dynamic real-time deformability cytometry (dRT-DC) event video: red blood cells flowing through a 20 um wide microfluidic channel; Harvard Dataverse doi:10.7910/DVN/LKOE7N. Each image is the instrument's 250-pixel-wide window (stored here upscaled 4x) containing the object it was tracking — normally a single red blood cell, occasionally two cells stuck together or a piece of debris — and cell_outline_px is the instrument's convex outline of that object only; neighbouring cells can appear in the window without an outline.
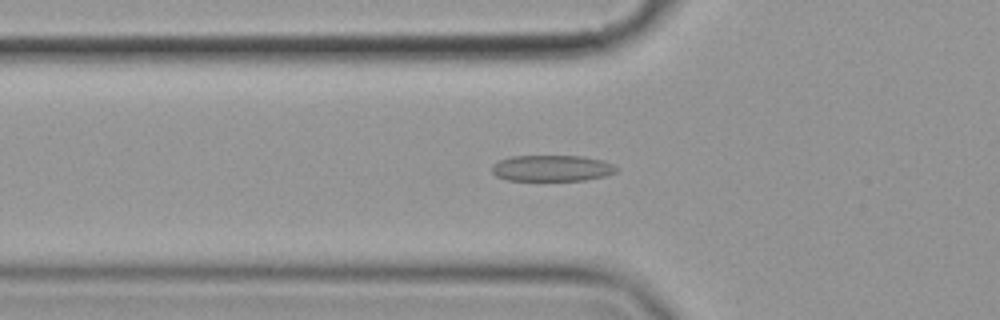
{"species": "common noctule bat (a hibernating species)", "species_latin": "Nyctalus noctula", "temperature_condition": "cold", "stored_images_in_passage": 47, "camera_frame_rate_fps": 3000, "um_per_image_px": 0.085, "animal": {"sex": "female", "body_mass_g": 19.9}, "frame": {"image": 1, "passage_image": 10, "time_ms": 3.0, "image_size_px": [1000, 320], "cell_outline_px": [[620, 168], [616, 172], [604, 176], [584, 180], [504, 180], [496, 176], [492, 172], [492, 164], [500, 160], [512, 156], [584, 156], [604, 160]], "centroid_in_image_um": [46.92, 14.29], "position_along_channel_um": 78.9, "area_um2": 19.07}}
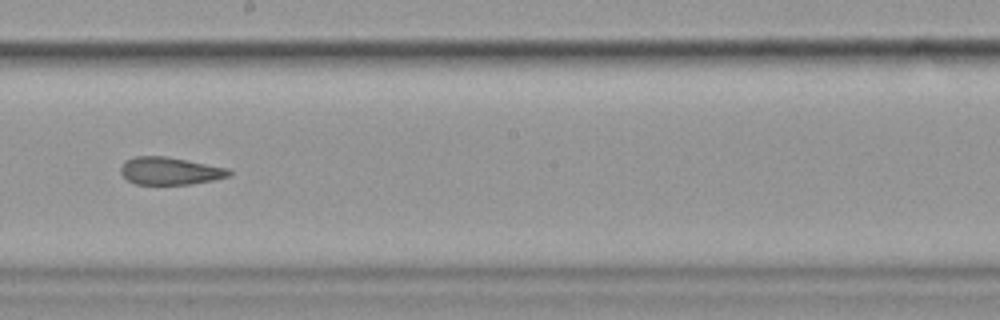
{"frame": {"image": 2, "passage_image": 23, "time_ms": 7.333, "image_size_px": [1000, 320], "cell_outline_px": [[232, 176], [192, 184], [136, 184], [128, 180], [120, 172], [120, 168], [124, 160], [136, 156], [164, 156], [228, 168], [232, 172]], "centroid_in_image_um": [14.44, 14.53], "position_along_channel_um": 233.8, "area_um2": 17.34}}
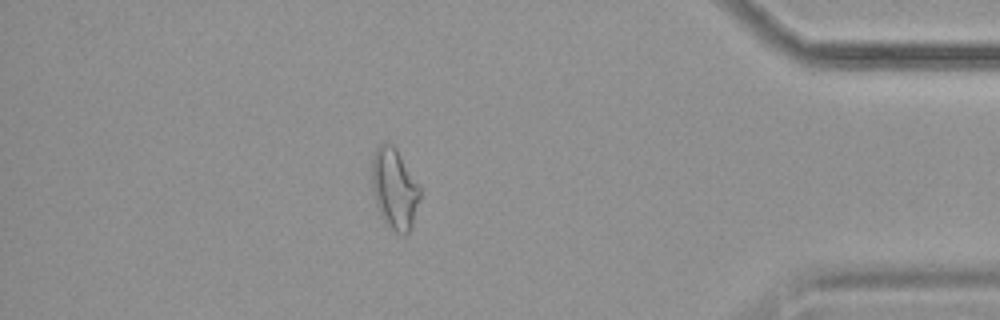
{"frame": {"image": 3, "passage_image": 40, "time_ms": 13.0, "image_size_px": [1000, 320], "cell_outline_px": [[420, 196], [412, 228], [404, 236], [396, 232], [380, 216], [376, 204], [372, 188], [372, 156], [376, 148], [380, 144], [392, 144], [396, 148], [420, 188]], "centroid_in_image_um": [33.52, 16.06], "position_along_channel_um": 401.7, "area_um2": 22.37}, "authors_computed_cell_mechanics": {"area_um2": 19.4786, "velocity_mm_per_s": 3.5706, "shape_relaxation_time_tau1_ms": null, "shape_relaxation_time_tau2_ms": 2.6071, "deformation_change_tau1": null, "deformation_change_tau2": 0.1143}}